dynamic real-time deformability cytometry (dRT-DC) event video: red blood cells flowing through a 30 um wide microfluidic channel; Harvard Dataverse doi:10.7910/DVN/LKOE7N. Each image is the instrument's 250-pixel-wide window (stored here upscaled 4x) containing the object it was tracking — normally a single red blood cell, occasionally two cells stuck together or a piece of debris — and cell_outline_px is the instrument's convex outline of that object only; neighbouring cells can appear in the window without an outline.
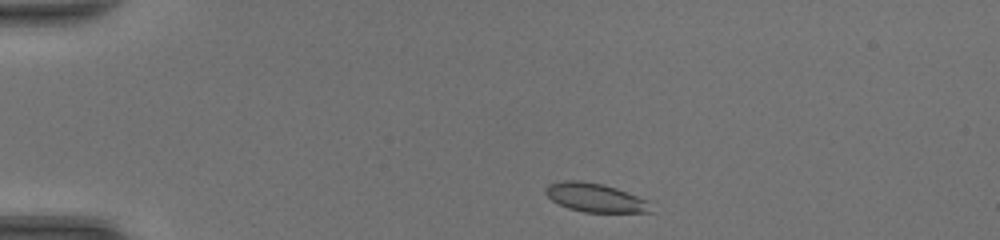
{"species": "common noctule bat (a hibernating species)", "species_latin": "Nyctalus noctula", "temperature_condition": "room temperature", "stored_images_in_passage": 39, "camera_frame_rate_fps": 3000, "um_per_image_px": 0.085, "animal": {"sex": "female", "body_mass_g": 20.0, "forearm_length_mm": 54.0}, "frame": {"image": 1, "passage_image": 1, "time_ms": 0.0, "image_size_px": [1000, 240], "cell_outline_px": [[656, 212], [584, 212], [568, 208], [552, 200], [544, 192], [544, 188], [548, 184], [560, 180], [580, 180], [604, 184], [616, 188], [648, 200]], "centroid_in_image_um": [50.6, 16.79], "position_along_channel_um": 34.4, "area_um2": 17.86}}
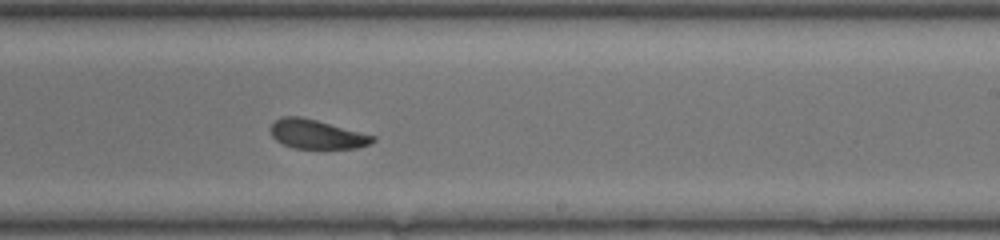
{"frame": {"image": 2, "passage_image": 21, "time_ms": 6.667, "image_size_px": [1000, 240], "cell_outline_px": [[376, 140], [372, 144], [356, 148], [292, 148], [276, 140], [272, 136], [268, 128], [280, 116], [300, 116], [316, 120], [376, 136]], "centroid_in_image_um": [26.91, 11.41], "position_along_channel_um": 262.1, "area_um2": 17.4}}
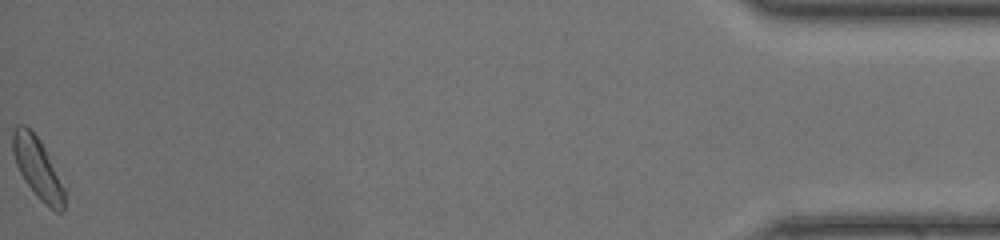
{"frame": {"image": 3, "passage_image": 39, "time_ms": 12.667, "image_size_px": [1000, 240], "cell_outline_px": [[64, 212], [56, 212], [44, 204], [40, 200], [24, 180], [16, 164], [12, 152], [12, 128], [16, 124], [24, 124], [40, 140], [64, 188]], "centroid_in_image_um": [3.16, 14.28], "position_along_channel_um": 432.0, "area_um2": 18.09}, "authors_computed_cell_mechanics": {"area_um2": 18.0336, "velocity_mm_per_s": 4.3589, "shape_relaxation_time_tau1_ms": null, "shape_relaxation_time_tau2_ms": 1.2333, "deformation_change_tau1": null, "deformation_change_tau2": 0.0675}}